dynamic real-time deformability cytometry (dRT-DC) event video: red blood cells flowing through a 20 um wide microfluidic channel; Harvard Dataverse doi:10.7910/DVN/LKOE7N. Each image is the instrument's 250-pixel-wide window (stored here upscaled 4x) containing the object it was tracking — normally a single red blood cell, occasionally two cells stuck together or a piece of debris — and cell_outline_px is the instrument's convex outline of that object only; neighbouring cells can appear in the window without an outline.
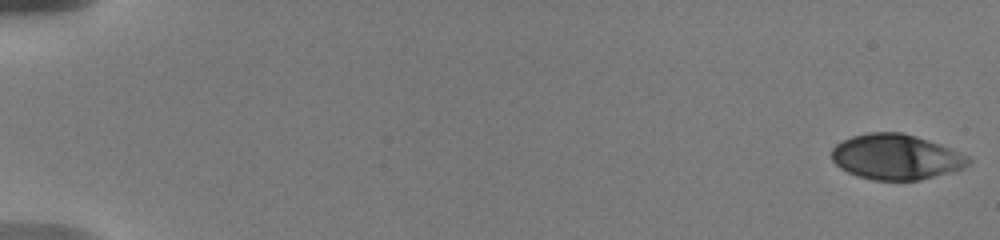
{"species": "human", "species_latin": "Homo sapiens", "temperature_condition": "warm", "stored_images_in_passage": 35, "camera_frame_rate_fps": 3000, "um_per_image_px": 0.085, "donor": {"sex": "male"}, "frame": {"image": 1, "passage_image": 1, "time_ms": 0.0, "image_size_px": [1000, 240], "cell_outline_px": [[972, 160], [964, 168], [956, 172], [920, 180], [872, 180], [856, 176], [840, 168], [832, 160], [832, 148], [836, 144], [852, 136], [868, 132], [904, 132], [940, 144], [960, 152], [968, 156]], "centroid_in_image_um": [76.19, 13.35], "position_along_channel_um": 8.8, "area_um2": 36.47}}
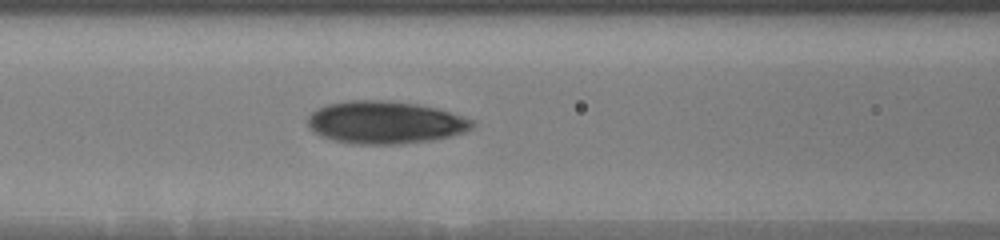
{"frame": {"image": 2, "passage_image": 16, "time_ms": 8.333, "image_size_px": [1000, 240], "cell_outline_px": [[476, 124], [472, 128], [464, 132], [432, 140], [400, 144], [360, 144], [336, 140], [320, 136], [312, 132], [308, 128], [308, 116], [316, 108], [328, 104], [348, 100], [388, 100], [416, 104], [436, 108], [452, 112], [476, 120]], "centroid_in_image_um": [32.74, 10.4], "position_along_channel_um": 133.9, "area_um2": 41.04}}
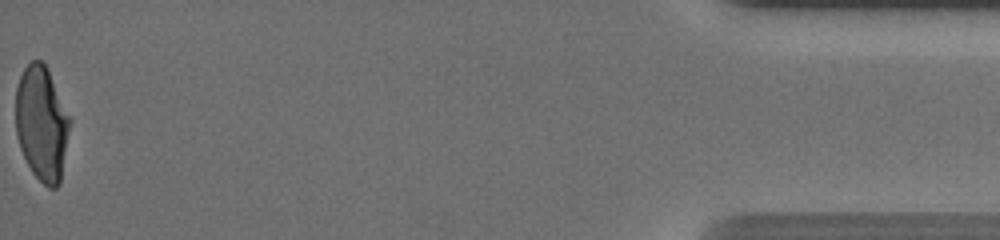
{"frame": {"image": 3, "passage_image": 35, "time_ms": 18.667, "image_size_px": [1000, 240], "cell_outline_px": [[72, 120], [60, 184], [56, 188], [48, 188], [32, 172], [20, 148], [16, 136], [16, 88], [20, 76], [24, 68], [32, 60], [40, 60], [48, 68]], "centroid_in_image_um": [3.57, 10.49], "position_along_channel_um": 431.6, "area_um2": 36.59}, "authors_computed_cell_mechanics": {"area_um2": 37.57, "velocity_mm_per_s": 3.6693, "shape_relaxation_time_tau1_ms": 5.2941, "shape_relaxation_time_tau2_ms": 1.254, "deformation_change_tau1": 0.1776, "deformation_change_tau2": 0.0648}}